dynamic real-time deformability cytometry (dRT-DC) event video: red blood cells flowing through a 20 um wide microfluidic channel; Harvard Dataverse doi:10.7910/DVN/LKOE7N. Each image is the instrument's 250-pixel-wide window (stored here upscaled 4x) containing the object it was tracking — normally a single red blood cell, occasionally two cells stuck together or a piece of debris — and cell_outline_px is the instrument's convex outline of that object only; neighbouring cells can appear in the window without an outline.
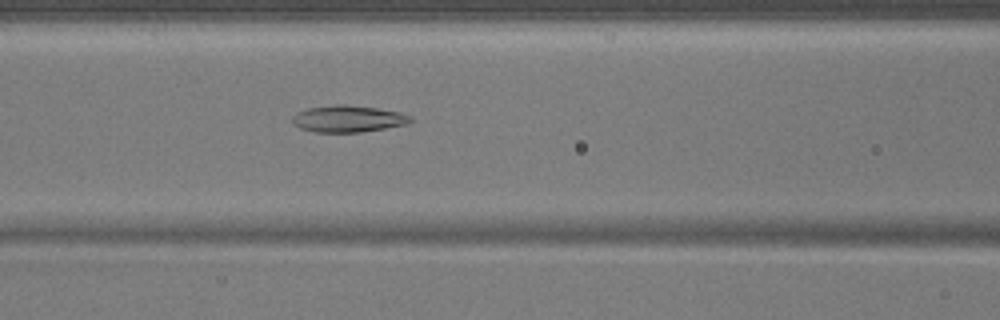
{"species": "common noctule bat (a hibernating species)", "species_latin": "Nyctalus noctula", "temperature_condition": "warm", "stored_images_in_passage": 51, "camera_frame_rate_fps": 3000, "um_per_image_px": 0.085, "animal": {"sex": "male", "body_mass_g": 17.9}, "frame": {"image": 1, "passage_image": 22, "time_ms": 7.0, "image_size_px": [1000, 320], "cell_outline_px": [[412, 120], [404, 124], [384, 128], [360, 132], [316, 132], [300, 128], [292, 124], [292, 116], [296, 112], [308, 108], [336, 104], [340, 104], [376, 108], [400, 112], [412, 116]], "centroid_in_image_um": [29.53, 10.09], "position_along_channel_um": 137.1, "area_um2": 18.26}}
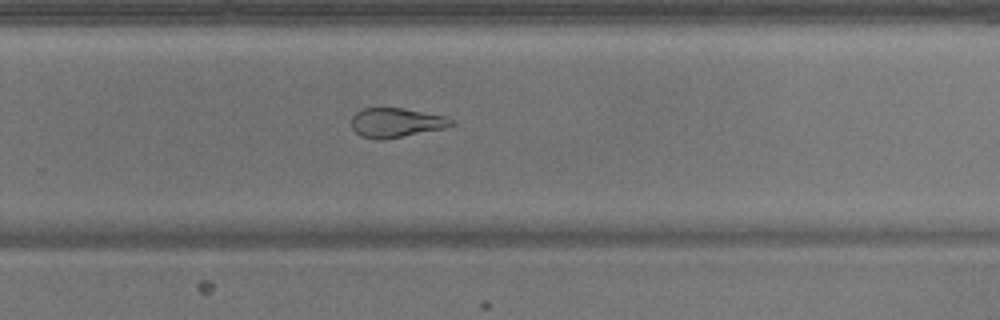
{"frame": {"image": 2, "passage_image": 34, "time_ms": 11.0, "image_size_px": [1000, 320], "cell_outline_px": [[456, 124], [444, 128], [380, 140], [376, 140], [360, 136], [352, 128], [352, 116], [356, 112], [364, 108], [404, 108], [444, 116], [456, 120]], "centroid_in_image_um": [33.67, 10.42], "position_along_channel_um": 296.1, "area_um2": 17.05}}
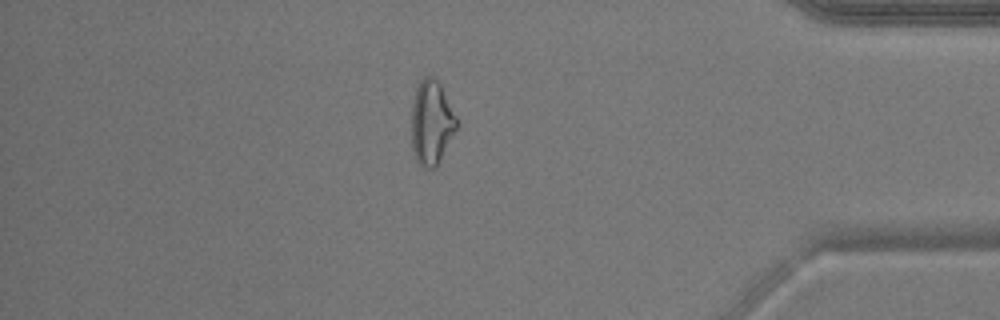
{"frame": {"image": 3, "passage_image": 44, "time_ms": 14.333, "image_size_px": [1000, 320], "cell_outline_px": [[460, 124], [436, 168], [428, 168], [420, 164], [416, 160], [412, 148], [412, 104], [416, 88], [420, 80], [424, 76], [432, 76], [440, 84]], "centroid_in_image_um": [36.69, 10.43], "position_along_channel_um": 398.5, "area_um2": 22.25}}